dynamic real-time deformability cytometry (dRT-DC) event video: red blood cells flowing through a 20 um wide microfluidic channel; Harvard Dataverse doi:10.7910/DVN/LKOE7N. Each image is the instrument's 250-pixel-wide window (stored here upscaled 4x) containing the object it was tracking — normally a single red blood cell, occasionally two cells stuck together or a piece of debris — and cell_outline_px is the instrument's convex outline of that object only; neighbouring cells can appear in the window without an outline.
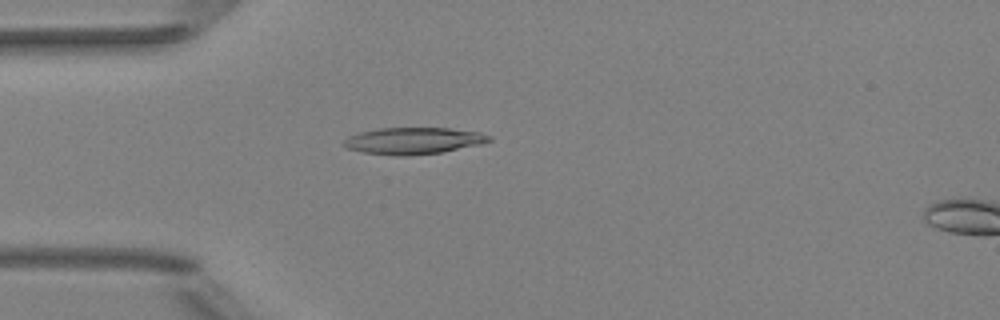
{"species": "Egyptian fruit bat (a non-hibernating species)", "species_latin": "Rousettus aegyptiacus", "temperature_condition": "room temperature", "stored_images_in_passage": 38, "camera_frame_rate_fps": 3000, "um_per_image_px": 0.085, "animal": {"sex": "female"}, "frame": {"image": 1, "passage_image": 1, "time_ms": 0.0, "image_size_px": [1000, 320], "cell_outline_px": [[492, 140], [480, 144], [444, 152], [408, 156], [396, 156], [364, 152], [348, 148], [344, 144], [344, 140], [348, 136], [360, 132], [380, 128], [448, 128], [480, 132], [492, 136]], "centroid_in_image_um": [35.18, 11.97], "position_along_channel_um": 49.8, "area_um2": 22.6}}
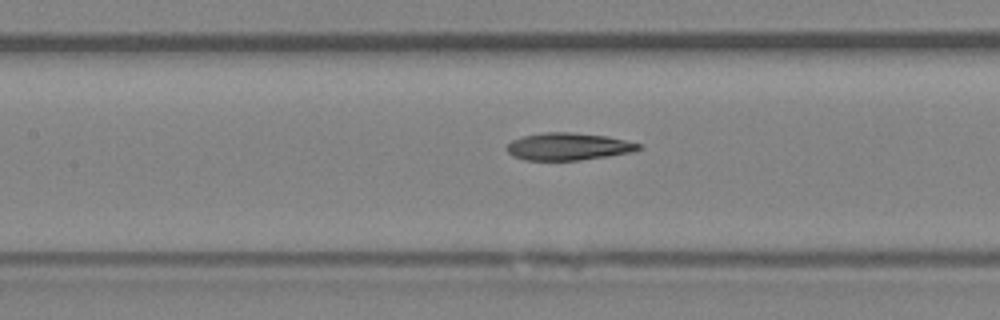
{"frame": {"image": 2, "passage_image": 10, "time_ms": 3.0, "image_size_px": [1000, 320], "cell_outline_px": [[644, 148], [632, 152], [608, 156], [580, 160], [524, 160], [512, 156], [504, 148], [512, 140], [524, 136], [544, 132], [572, 132], [608, 136], [644, 144]], "centroid_in_image_um": [48.34, 12.45], "position_along_channel_um": 159.1, "area_um2": 21.27}}
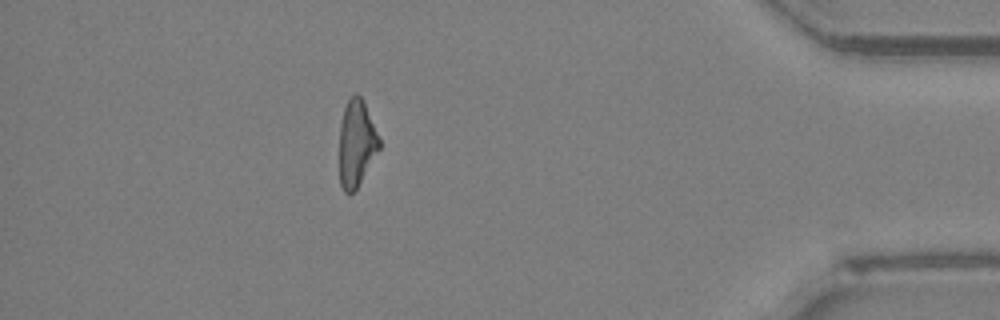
{"frame": {"image": 3, "passage_image": 32, "time_ms": 10.333, "image_size_px": [1000, 320], "cell_outline_px": [[380, 148], [356, 188], [348, 196], [344, 192], [340, 184], [340, 124], [344, 108], [348, 100], [356, 92], [364, 100], [380, 140]], "centroid_in_image_um": [30.29, 12.17], "position_along_channel_um": 404.9, "area_um2": 19.94}, "authors_computed_cell_mechanics": {"area_um2": 21.2704, "velocity_mm_per_s": 4.0167, "shape_relaxation_time_tau1_ms": null, "shape_relaxation_time_tau2_ms": 3.8463, "deformation_change_tau1": null, "deformation_change_tau2": 0.1233}}